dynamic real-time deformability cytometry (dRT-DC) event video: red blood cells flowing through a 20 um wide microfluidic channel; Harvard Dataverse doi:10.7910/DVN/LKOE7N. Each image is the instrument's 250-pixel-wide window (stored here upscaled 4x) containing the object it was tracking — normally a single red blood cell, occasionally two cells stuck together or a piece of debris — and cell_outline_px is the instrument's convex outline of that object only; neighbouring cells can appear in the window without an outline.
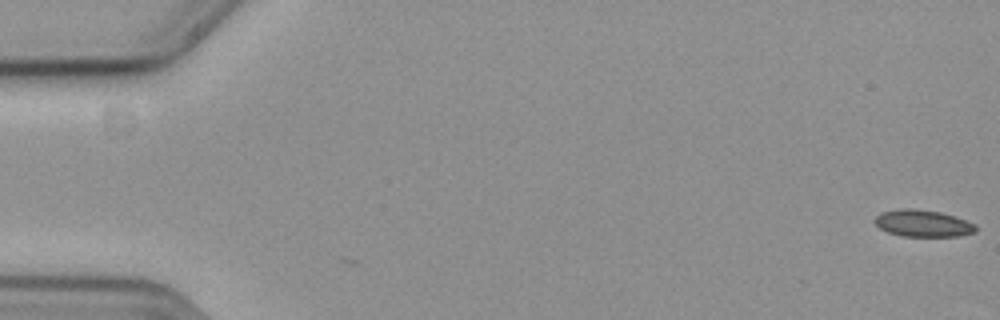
{"species": "common noctule bat (a hibernating species)", "species_latin": "Nyctalus noctula", "temperature_condition": "cold", "stored_images_in_passage": 13, "camera_frame_rate_fps": 3000, "um_per_image_px": 0.085, "animal": {"sex": "female", "body_mass_g": 19.3, "forearm_length_mm": 54.1}, "frame": {"image": 1, "passage_image": 1, "time_ms": 0.0, "image_size_px": [1000, 320], "cell_outline_px": [[976, 232], [960, 236], [900, 236], [888, 232], [880, 228], [876, 224], [876, 216], [880, 212], [896, 208], [912, 208], [940, 212], [976, 224]], "centroid_in_image_um": [78.43, 18.98], "position_along_channel_um": 6.6, "area_um2": 15.78}}